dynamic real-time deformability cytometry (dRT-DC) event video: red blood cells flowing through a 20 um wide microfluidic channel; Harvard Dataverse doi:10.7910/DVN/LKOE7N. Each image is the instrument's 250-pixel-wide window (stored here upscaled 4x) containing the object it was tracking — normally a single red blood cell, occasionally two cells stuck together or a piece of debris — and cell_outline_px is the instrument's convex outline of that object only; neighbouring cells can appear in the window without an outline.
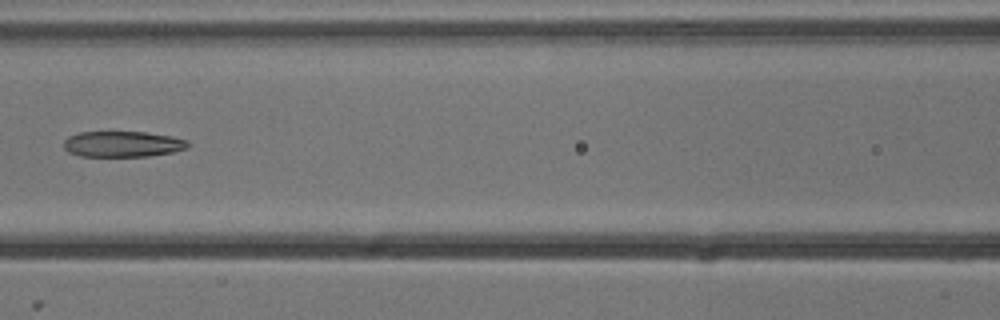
{"species": "common noctule bat (a hibernating species)", "species_latin": "Nyctalus noctula", "temperature_condition": "cold", "stored_images_in_passage": 6, "camera_frame_rate_fps": 3000, "um_per_image_px": 0.085, "animal": {"sex": "male", "body_mass_g": 13.3}, "frame": {"image": 1, "passage_image": 6, "time_ms": 1.667, "image_size_px": [1000, 320], "cell_outline_px": [[188, 148], [172, 152], [148, 156], [80, 156], [68, 152], [64, 148], [64, 140], [68, 136], [76, 132], [144, 132], [172, 136], [188, 140]], "centroid_in_image_um": [10.4, 12.24], "position_along_channel_um": 156.2, "area_um2": 18.73}}